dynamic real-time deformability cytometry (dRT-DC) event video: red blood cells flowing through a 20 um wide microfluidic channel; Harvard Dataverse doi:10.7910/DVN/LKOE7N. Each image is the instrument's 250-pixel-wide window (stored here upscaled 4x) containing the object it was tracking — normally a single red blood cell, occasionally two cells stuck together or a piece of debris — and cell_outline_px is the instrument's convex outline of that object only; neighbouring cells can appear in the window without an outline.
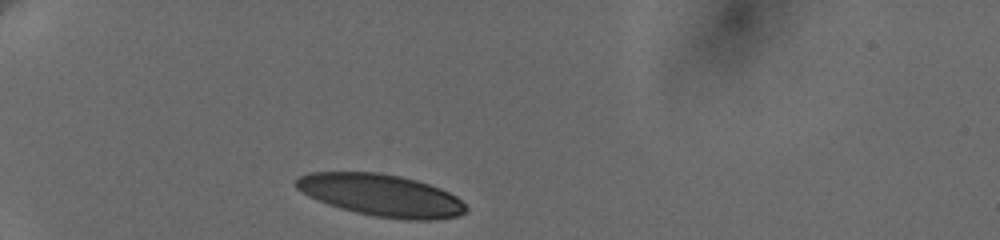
{"species": "human", "species_latin": "Homo sapiens", "temperature_condition": "cold", "stored_images_in_passage": 26, "camera_frame_rate_fps": 3000, "um_per_image_px": 0.085, "donor": {"sex": "female"}, "frame": {"image": 1, "passage_image": 1, "time_ms": 0.0, "image_size_px": [1000, 240], "cell_outline_px": [[468, 208], [460, 216], [436, 220], [404, 220], [376, 216], [356, 212], [340, 208], [328, 204], [308, 196], [296, 188], [296, 180], [300, 176], [308, 172], [380, 172], [400, 176], [416, 180], [440, 188], [456, 196]], "centroid_in_image_um": [32.41, 16.6], "position_along_channel_um": 52.6, "area_um2": 41.62}}
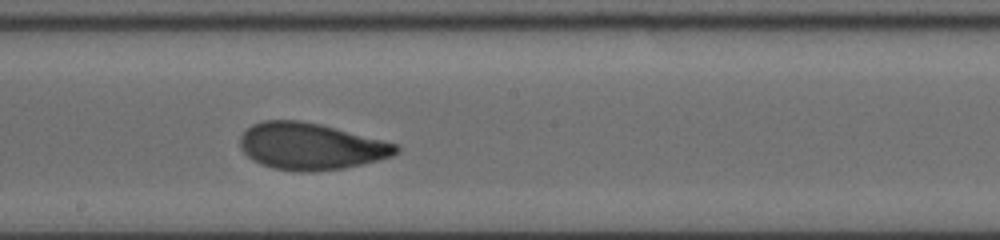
{"frame": {"image": 2, "passage_image": 15, "time_ms": 5.667, "image_size_px": [1000, 240], "cell_outline_px": [[400, 152], [392, 156], [364, 164], [344, 168], [308, 172], [300, 172], [272, 168], [260, 164], [252, 160], [240, 148], [240, 136], [252, 124], [264, 120], [296, 120], [320, 124], [400, 144]], "centroid_in_image_um": [26.44, 12.44], "position_along_channel_um": 221.8, "area_um2": 42.71}}
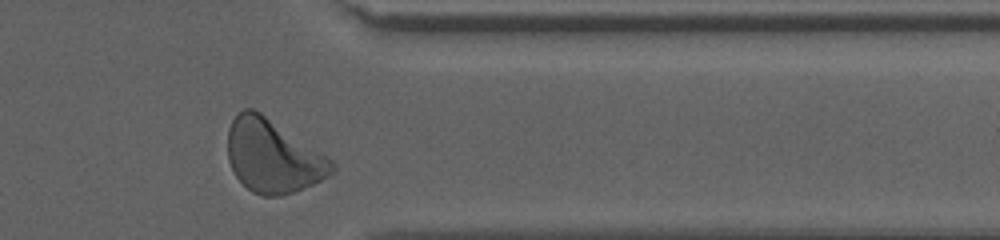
{"frame": {"image": 3, "passage_image": 25, "time_ms": 10.333, "image_size_px": [1000, 240], "cell_outline_px": [[336, 172], [312, 184], [292, 192], [280, 196], [264, 196], [252, 192], [236, 176], [228, 160], [228, 128], [232, 120], [244, 108], [252, 108], [260, 112], [332, 160], [336, 168]], "centroid_in_image_um": [23.18, 13.28], "position_along_channel_um": 388.2, "area_um2": 43.75}, "authors_computed_cell_mechanics": {"area_um2": 42.4252, "velocity_mm_per_s": 3.6313, "shape_relaxation_time_tau1_ms": 2.9048, "shape_relaxation_time_tau2_ms": 0.9581, "deformation_change_tau1": 0.153, "deformation_change_tau2": 0.066}}